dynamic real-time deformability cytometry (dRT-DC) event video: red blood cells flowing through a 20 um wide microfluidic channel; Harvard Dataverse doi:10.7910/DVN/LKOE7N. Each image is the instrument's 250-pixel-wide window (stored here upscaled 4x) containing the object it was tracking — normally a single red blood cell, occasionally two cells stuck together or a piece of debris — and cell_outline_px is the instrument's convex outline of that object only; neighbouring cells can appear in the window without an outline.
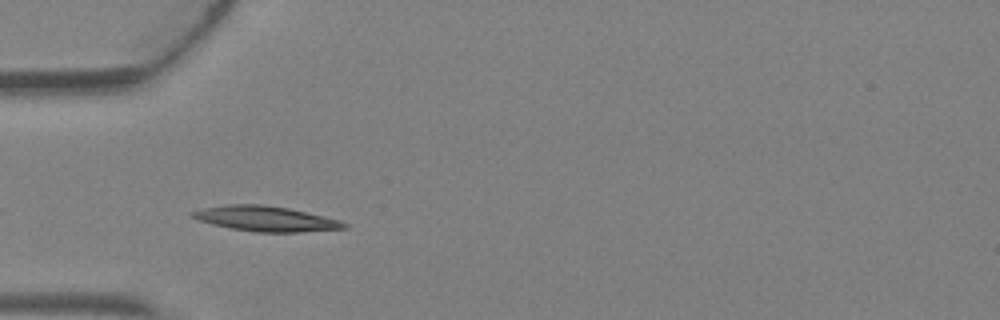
{"species": "Egyptian fruit bat (a non-hibernating species)", "species_latin": "Rousettus aegyptiacus", "temperature_condition": "warm", "stored_images_in_passage": 5, "camera_frame_rate_fps": 3000, "um_per_image_px": 0.085, "animal": {"sex": "female"}, "frame": {"image": 1, "passage_image": 4, "time_ms": 1.0, "image_size_px": [1000, 320], "cell_outline_px": [[348, 228], [300, 232], [256, 232], [232, 228], [212, 224], [200, 220], [192, 216], [192, 212], [204, 208], [228, 204], [260, 204], [288, 208], [324, 216], [340, 220], [348, 224]], "centroid_in_image_um": [22.64, 18.59], "position_along_channel_um": 62.4, "area_um2": 21.96}}
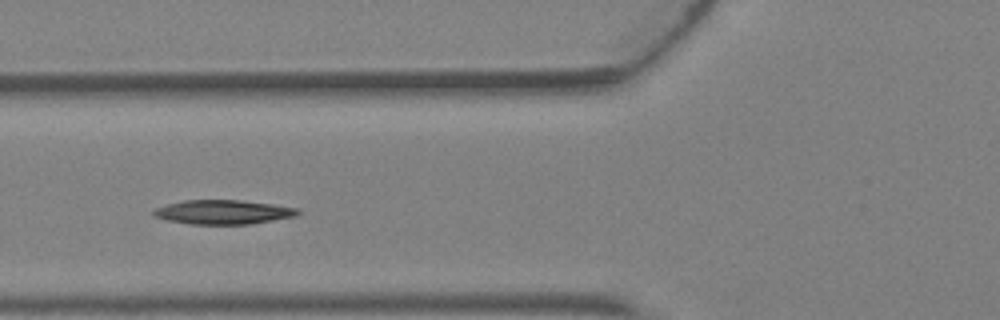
{"frame": {"image": 2, "passage_image": 5, "time_ms": 1.333, "image_size_px": [1000, 320], "cell_outline_px": [[300, 212], [296, 216], [252, 224], [192, 224], [168, 220], [156, 216], [152, 212], [156, 208], [168, 204], [184, 200], [240, 200], [272, 204], [300, 208]], "centroid_in_image_um": [19.03, 18.02], "position_along_channel_um": 106.8, "area_um2": 20.23}}